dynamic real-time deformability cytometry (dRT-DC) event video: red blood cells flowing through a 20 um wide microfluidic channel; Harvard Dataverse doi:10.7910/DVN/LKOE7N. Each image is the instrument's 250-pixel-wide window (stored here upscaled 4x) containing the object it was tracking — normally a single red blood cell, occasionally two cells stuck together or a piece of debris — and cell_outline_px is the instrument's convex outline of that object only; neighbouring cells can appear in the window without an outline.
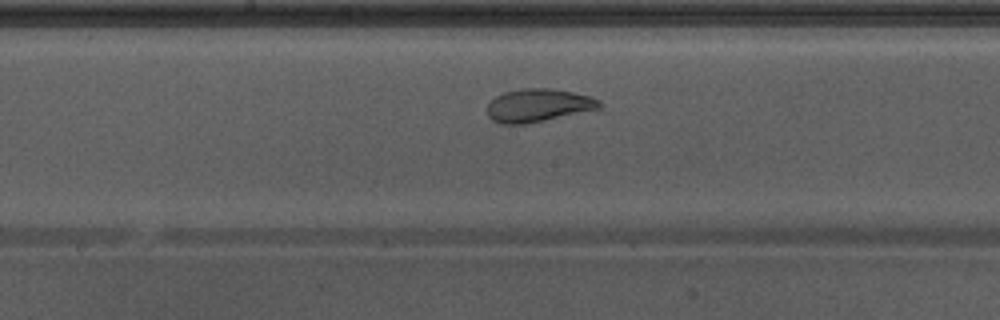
{"species": "Egyptian fruit bat (a non-hibernating species)", "species_latin": "Rousettus aegyptiacus", "temperature_condition": "warm", "stored_images_in_passage": 36, "camera_frame_rate_fps": 3000, "um_per_image_px": 0.085, "animal": {"sex": "male"}, "frame": {"image": 1, "passage_image": 21, "time_ms": 6.667, "image_size_px": [1000, 320], "cell_outline_px": [[600, 108], [544, 120], [524, 124], [500, 124], [492, 120], [488, 116], [488, 104], [496, 96], [504, 92], [524, 88], [548, 88], [572, 92], [592, 96], [600, 100]], "centroid_in_image_um": [45.73, 8.95], "position_along_channel_um": 202.5, "area_um2": 21.39}}
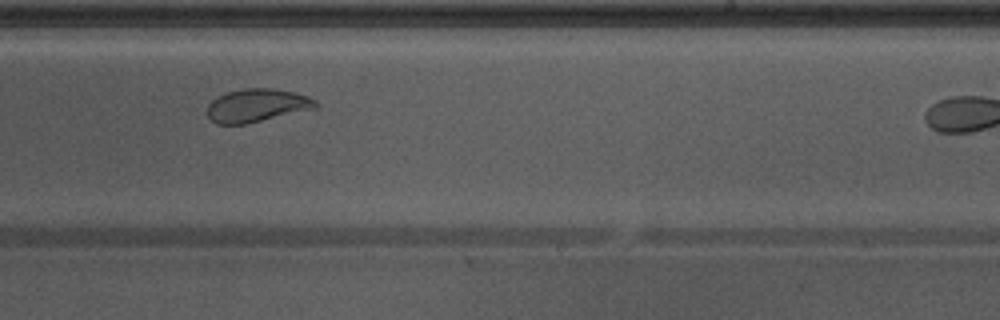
{"frame": {"image": 2, "passage_image": 26, "time_ms": 8.333, "image_size_px": [1000, 320], "cell_outline_px": [[316, 108], [244, 124], [216, 124], [208, 116], [208, 104], [216, 96], [228, 92], [244, 88], [272, 88], [292, 92], [308, 96], [316, 100]], "centroid_in_image_um": [21.81, 8.95], "position_along_channel_um": 267.2, "area_um2": 20.69}}